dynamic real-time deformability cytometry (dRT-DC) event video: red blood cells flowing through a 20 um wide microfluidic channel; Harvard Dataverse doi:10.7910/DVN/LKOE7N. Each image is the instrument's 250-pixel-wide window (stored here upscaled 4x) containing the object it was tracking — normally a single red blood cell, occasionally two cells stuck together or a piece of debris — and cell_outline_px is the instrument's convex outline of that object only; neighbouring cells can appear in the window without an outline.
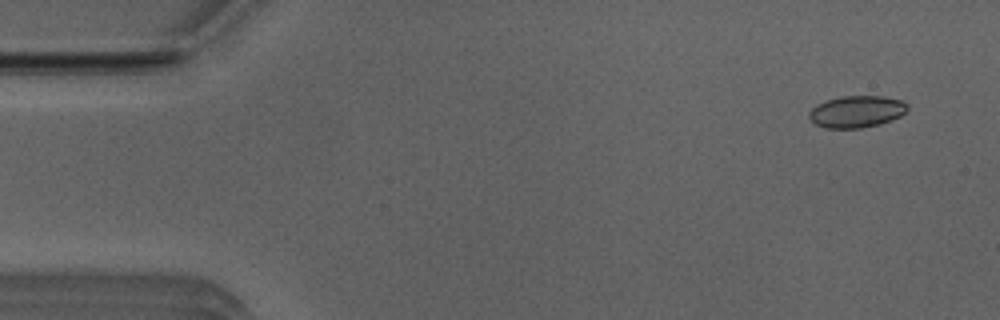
{"species": "Egyptian fruit bat (a non-hibernating species)", "species_latin": "Rousettus aegyptiacus", "temperature_condition": "room temperature", "stored_images_in_passage": 49, "camera_frame_rate_fps": 3000, "um_per_image_px": 0.085, "animal": {"sex": "male"}, "frame": {"image": 1, "passage_image": 1, "time_ms": 0.0, "image_size_px": [1000, 320], "cell_outline_px": [[908, 108], [900, 116], [880, 124], [860, 128], [824, 128], [816, 124], [808, 116], [808, 112], [816, 104], [828, 100], [844, 96], [884, 96], [900, 100], [908, 104]], "centroid_in_image_um": [72.8, 9.49], "position_along_channel_um": 12.2, "area_um2": 18.15}}
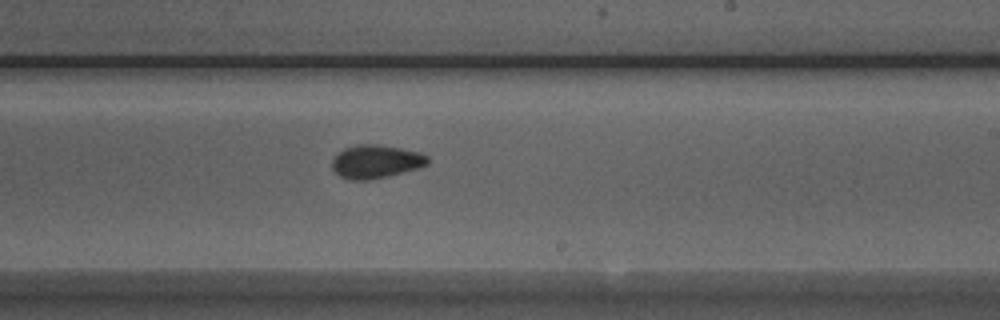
{"frame": {"image": 2, "passage_image": 28, "time_ms": 9.0, "image_size_px": [1000, 320], "cell_outline_px": [[428, 164], [416, 168], [388, 176], [368, 180], [348, 180], [340, 176], [332, 168], [332, 160], [344, 148], [356, 144], [380, 144], [420, 152], [428, 156]], "centroid_in_image_um": [31.93, 13.73], "position_along_channel_um": 257.1, "area_um2": 18.5}}
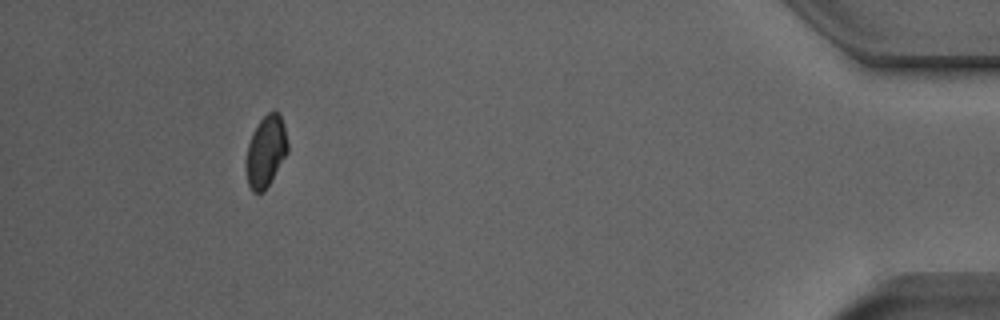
{"frame": {"image": 3, "passage_image": 45, "time_ms": 14.667, "image_size_px": [1000, 320], "cell_outline_px": [[288, 152], [264, 192], [252, 192], [248, 184], [244, 168], [248, 144], [252, 132], [260, 120], [272, 108], [280, 116], [284, 128], [288, 144]], "centroid_in_image_um": [22.57, 12.88], "position_along_channel_um": 412.6, "area_um2": 17.4}, "authors_computed_cell_mechanics": {"area_um2": 17.918, "velocity_mm_per_s": 3.9603, "shape_relaxation_time_tau1_ms": null, "shape_relaxation_time_tau2_ms": 2.9515, "deformation_change_tau1": null, "deformation_change_tau2": 0.0608}}